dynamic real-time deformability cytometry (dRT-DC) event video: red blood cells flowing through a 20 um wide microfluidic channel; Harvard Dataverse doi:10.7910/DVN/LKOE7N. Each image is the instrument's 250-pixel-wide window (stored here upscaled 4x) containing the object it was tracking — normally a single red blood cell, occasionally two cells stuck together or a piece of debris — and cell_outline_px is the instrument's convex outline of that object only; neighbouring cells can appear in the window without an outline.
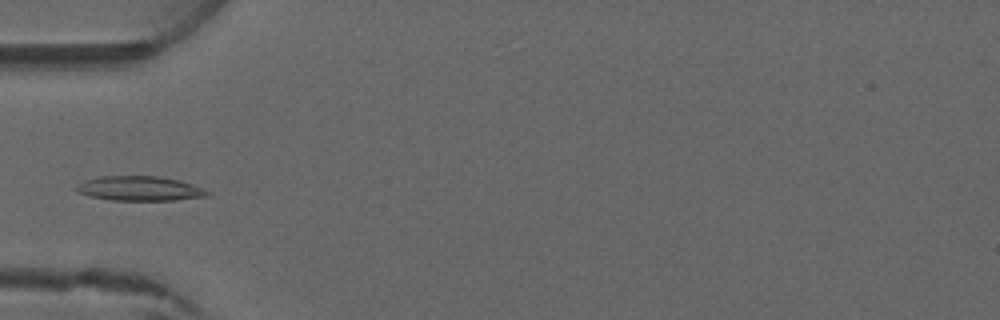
{"species": "common noctule bat (a hibernating species)", "species_latin": "Nyctalus noctula", "temperature_condition": "warm", "stored_images_in_passage": 3, "camera_frame_rate_fps": 3000, "um_per_image_px": 0.085, "animal": {"sex": "male", "forearm_length_mm": 52.5}, "frame": {"image": 1, "passage_image": 3, "time_ms": 3.0, "image_size_px": [1000, 320], "cell_outline_px": [[212, 192], [208, 196], [176, 200], [112, 200], [88, 196], [76, 192], [72, 188], [84, 180], [100, 176], [156, 176], [180, 180], [204, 188]], "centroid_in_image_um": [11.85, 16.02], "position_along_channel_um": 73.1, "area_um2": 19.02}}